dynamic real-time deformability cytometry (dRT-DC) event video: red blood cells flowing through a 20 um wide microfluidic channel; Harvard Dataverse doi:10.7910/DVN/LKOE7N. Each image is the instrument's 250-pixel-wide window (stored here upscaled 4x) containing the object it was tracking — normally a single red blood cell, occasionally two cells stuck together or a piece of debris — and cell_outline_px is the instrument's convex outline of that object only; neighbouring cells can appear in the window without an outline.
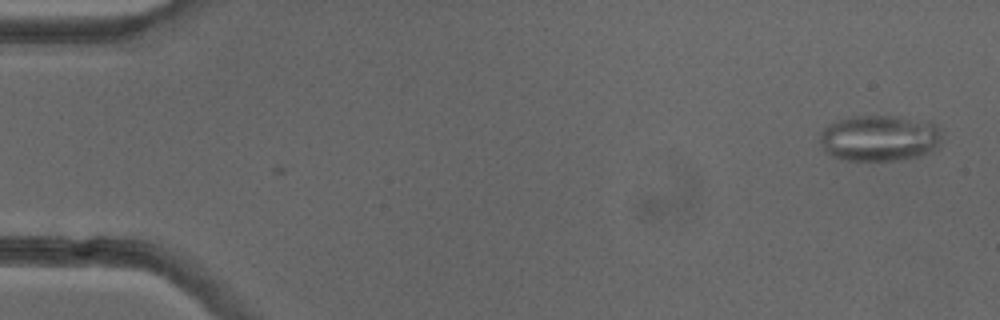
{"species": "common noctule bat (a hibernating species)", "species_latin": "Nyctalus noctula", "temperature_condition": "cold", "stored_images_in_passage": 2, "camera_frame_rate_fps": 3000, "um_per_image_px": 0.085, "animal": {"sex": "female"}, "frame": {"image": 1, "passage_image": 2, "time_ms": 0.333, "image_size_px": [1000, 320], "cell_outline_px": [[940, 140], [936, 148], [920, 156], [896, 160], [840, 160], [824, 152], [820, 140], [820, 132], [828, 124], [852, 116], [900, 116], [928, 120], [936, 124], [940, 128]], "centroid_in_image_um": [74.75, 11.73], "position_along_channel_um": 10.2, "area_um2": 33.12}}